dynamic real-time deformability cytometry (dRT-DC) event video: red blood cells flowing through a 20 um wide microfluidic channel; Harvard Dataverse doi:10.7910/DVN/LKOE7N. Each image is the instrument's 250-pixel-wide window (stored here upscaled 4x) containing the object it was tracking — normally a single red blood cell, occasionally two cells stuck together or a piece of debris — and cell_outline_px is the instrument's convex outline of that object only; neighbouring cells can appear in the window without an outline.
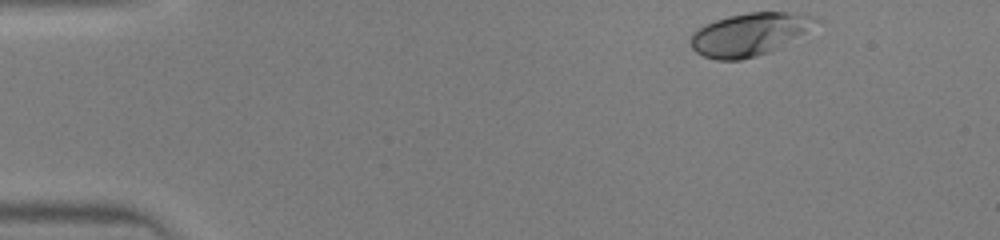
{"species": "human", "species_latin": "Homo sapiens", "temperature_condition": "warm", "stored_images_in_passage": 36, "camera_frame_rate_fps": 3000, "um_per_image_px": 0.085, "donor": {"sex": "male"}, "frame": {"image": 1, "passage_image": 1, "time_ms": 0.0, "image_size_px": [1000, 240], "cell_outline_px": [[820, 20], [804, 32], [780, 48], [772, 52], [740, 60], [716, 60], [704, 56], [696, 52], [692, 48], [692, 32], [704, 24], [728, 16], [748, 12], [784, 12], [816, 16]], "centroid_in_image_um": [63.68, 2.92], "position_along_channel_um": 21.3, "area_um2": 30.98}}
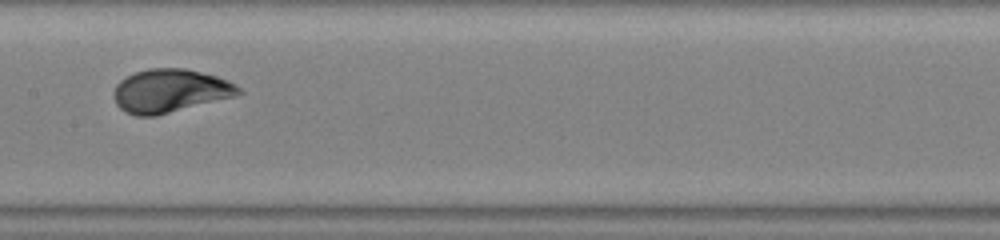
{"frame": {"image": 2, "passage_image": 19, "time_ms": 6.0, "image_size_px": [1000, 240], "cell_outline_px": [[244, 92], [236, 96], [156, 116], [136, 116], [124, 112], [116, 104], [112, 96], [112, 92], [116, 84], [120, 80], [136, 72], [148, 68], [184, 68], [216, 76], [228, 80], [236, 84]], "centroid_in_image_um": [14.44, 7.73], "position_along_channel_um": 193.0, "area_um2": 31.79}}
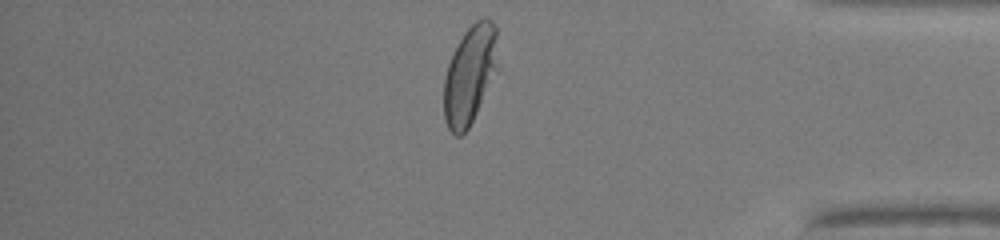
{"frame": {"image": 3, "passage_image": 34, "time_ms": 11.0, "image_size_px": [1000, 240], "cell_outline_px": [[496, 36], [492, 68], [476, 112], [468, 128], [460, 136], [456, 136], [448, 128], [444, 120], [444, 80], [448, 64], [452, 52], [464, 32], [480, 16], [488, 16], [496, 24]], "centroid_in_image_um": [39.83, 6.3], "position_along_channel_um": 395.4, "area_um2": 29.36}}